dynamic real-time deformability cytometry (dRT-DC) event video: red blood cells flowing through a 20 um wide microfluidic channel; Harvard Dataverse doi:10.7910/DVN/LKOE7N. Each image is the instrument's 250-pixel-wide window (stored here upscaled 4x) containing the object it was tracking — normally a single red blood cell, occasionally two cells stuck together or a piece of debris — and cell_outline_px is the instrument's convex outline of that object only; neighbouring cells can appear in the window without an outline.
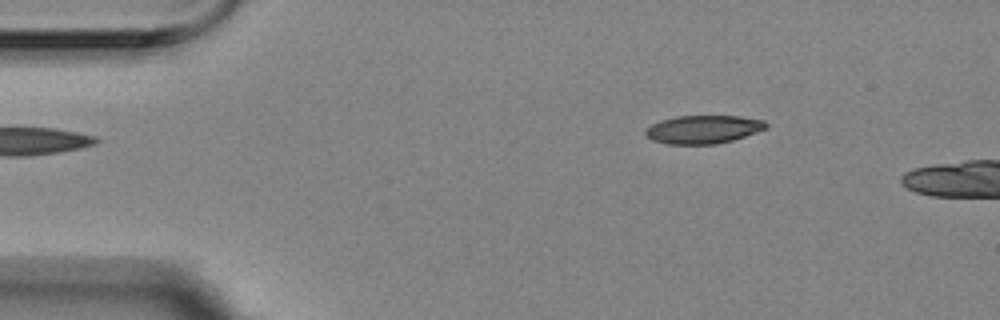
{"species": "Egyptian fruit bat (a non-hibernating species)", "species_latin": "Rousettus aegyptiacus", "temperature_condition": "room temperature", "stored_images_in_passage": 3, "camera_frame_rate_fps": 3000, "um_per_image_px": 0.085, "animal": {"sex": "female"}, "frame": {"image": 1, "passage_image": 2, "time_ms": 0.333, "image_size_px": [1000, 320], "cell_outline_px": [[768, 128], [732, 140], [716, 144], [668, 144], [652, 140], [644, 132], [652, 124], [660, 120], [676, 116], [740, 116], [764, 120], [768, 124]], "centroid_in_image_um": [59.79, 10.99], "position_along_channel_um": 25.2, "area_um2": 19.77}}